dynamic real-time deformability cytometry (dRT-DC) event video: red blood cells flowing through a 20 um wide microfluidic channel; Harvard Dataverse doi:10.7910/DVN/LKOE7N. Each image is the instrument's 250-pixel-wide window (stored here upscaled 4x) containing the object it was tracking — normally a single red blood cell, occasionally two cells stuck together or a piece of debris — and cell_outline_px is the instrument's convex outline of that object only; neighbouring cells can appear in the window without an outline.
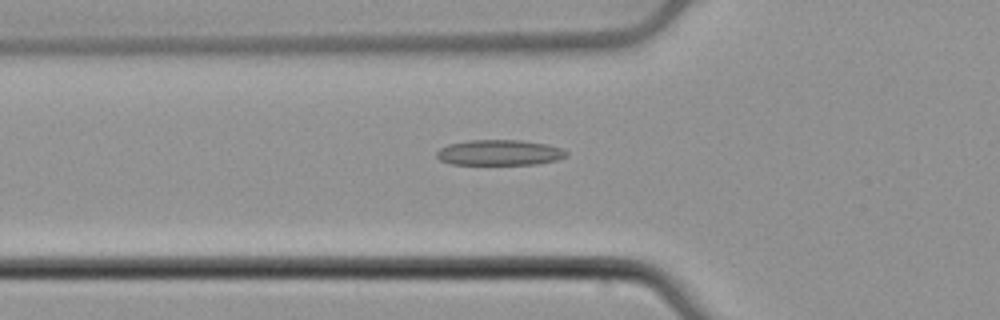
{"species": "common noctule bat (a hibernating species)", "species_latin": "Nyctalus noctula", "temperature_condition": "cold", "stored_images_in_passage": 53, "camera_frame_rate_fps": 3000, "um_per_image_px": 0.085, "animal": {"sex": "male", "body_mass_g": 21.5, "forearm_length_mm": 52.0}, "frame": {"image": 1, "passage_image": 19, "time_ms": 6.0, "image_size_px": [1000, 320], "cell_outline_px": [[568, 156], [556, 160], [536, 164], [452, 164], [440, 160], [436, 156], [436, 152], [440, 148], [448, 144], [468, 140], [520, 140], [548, 144], [564, 148], [568, 152]], "centroid_in_image_um": [42.48, 12.96], "position_along_channel_um": 83.3, "area_um2": 19.42}}
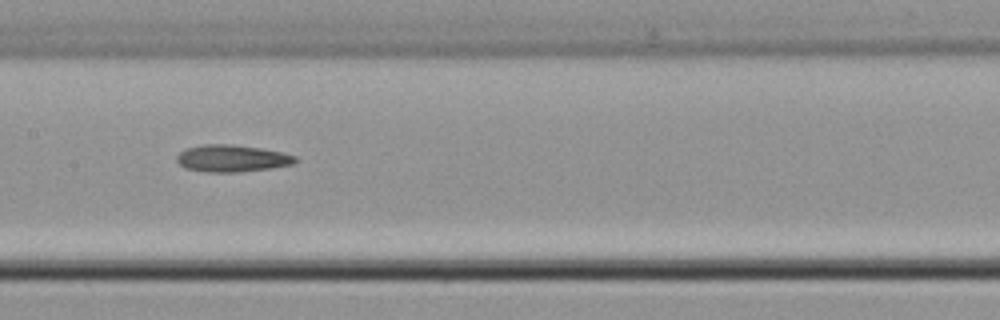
{"frame": {"image": 2, "passage_image": 27, "time_ms": 8.667, "image_size_px": [1000, 320], "cell_outline_px": [[296, 160], [292, 164], [272, 168], [236, 172], [208, 172], [184, 168], [176, 160], [176, 156], [184, 148], [204, 144], [232, 144], [260, 148], [280, 152], [296, 156]], "centroid_in_image_um": [19.67, 13.46], "position_along_channel_um": 187.7, "area_um2": 18.61}}
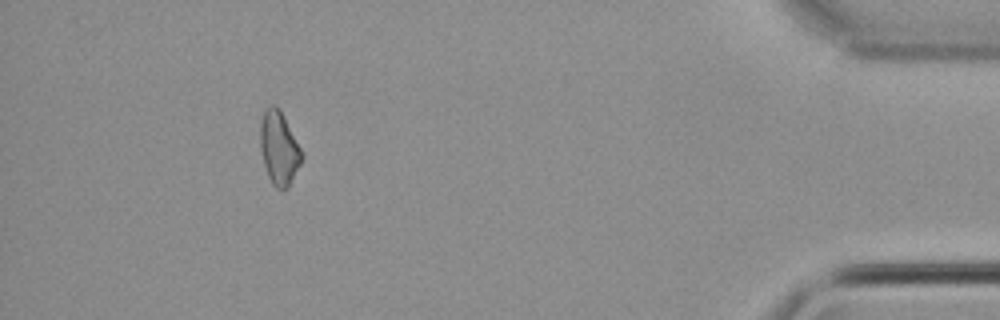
{"frame": {"image": 3, "passage_image": 49, "time_ms": 16.0, "image_size_px": [1000, 320], "cell_outline_px": [[304, 156], [288, 188], [276, 188], [272, 184], [268, 176], [264, 164], [260, 148], [260, 124], [264, 108], [272, 104], [280, 108]], "centroid_in_image_um": [23.7, 12.56], "position_along_channel_um": 411.5, "area_um2": 17.69}, "authors_computed_cell_mechanics": {"area_um2": 18.6116, "velocity_mm_per_s": 3.8972, "shape_relaxation_time_tau1_ms": 4.3958, "shape_relaxation_time_tau2_ms": 7.1533, "deformation_change_tau1": 0.0915, "deformation_change_tau2": 0.1752}}